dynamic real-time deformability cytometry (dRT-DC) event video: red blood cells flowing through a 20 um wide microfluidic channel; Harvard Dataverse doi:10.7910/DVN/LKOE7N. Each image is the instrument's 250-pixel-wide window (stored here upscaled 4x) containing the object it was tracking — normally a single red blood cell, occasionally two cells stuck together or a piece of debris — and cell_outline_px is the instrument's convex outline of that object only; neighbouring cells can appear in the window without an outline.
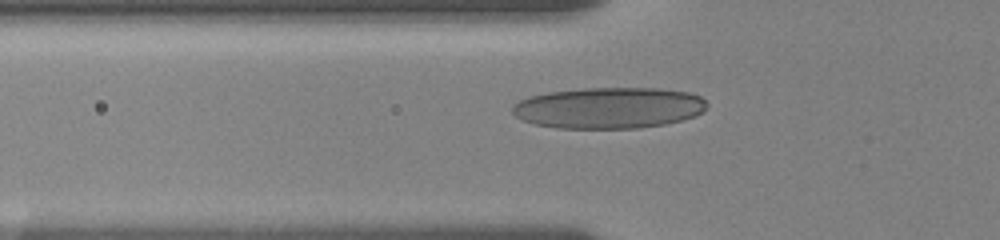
{"species": "human", "species_latin": "Homo sapiens", "temperature_condition": "room temperature", "stored_images_in_passage": 67, "camera_frame_rate_fps": 3000, "um_per_image_px": 0.085, "donor": {"sex": "female"}, "frame": {"image": 1, "passage_image": 3, "time_ms": 0.333, "image_size_px": [1000, 240], "cell_outline_px": [[708, 104], [704, 112], [696, 116], [684, 120], [664, 124], [640, 128], [556, 128], [536, 124], [524, 120], [516, 116], [512, 112], [512, 108], [520, 100], [528, 96], [548, 92], [584, 88], [660, 88], [688, 92], [700, 96]], "centroid_in_image_um": [51.8, 9.16], "position_along_channel_um": 74.0, "area_um2": 46.88}}
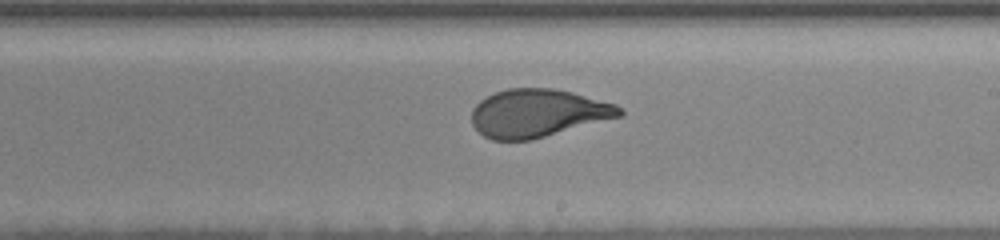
{"frame": {"image": 2, "passage_image": 29, "time_ms": 5.0, "image_size_px": [1000, 240], "cell_outline_px": [[624, 116], [532, 140], [492, 140], [484, 136], [472, 124], [472, 108], [480, 100], [496, 92], [508, 88], [552, 88], [572, 92], [616, 104], [624, 108]], "centroid_in_image_um": [45.76, 9.62], "position_along_channel_um": 243.2, "area_um2": 41.62}}
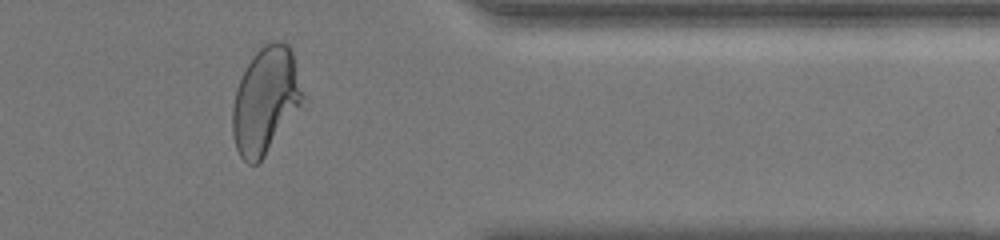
{"frame": {"image": 3, "passage_image": 55, "time_ms": 9.333, "image_size_px": [1000, 240], "cell_outline_px": [[304, 96], [300, 104], [264, 156], [256, 164], [248, 164], [240, 156], [236, 148], [232, 132], [232, 108], [236, 92], [240, 80], [248, 64], [256, 52], [264, 44], [272, 40], [280, 40], [288, 44], [292, 52]], "centroid_in_image_um": [22.54, 8.51], "position_along_channel_um": 388.9, "area_um2": 42.48}}